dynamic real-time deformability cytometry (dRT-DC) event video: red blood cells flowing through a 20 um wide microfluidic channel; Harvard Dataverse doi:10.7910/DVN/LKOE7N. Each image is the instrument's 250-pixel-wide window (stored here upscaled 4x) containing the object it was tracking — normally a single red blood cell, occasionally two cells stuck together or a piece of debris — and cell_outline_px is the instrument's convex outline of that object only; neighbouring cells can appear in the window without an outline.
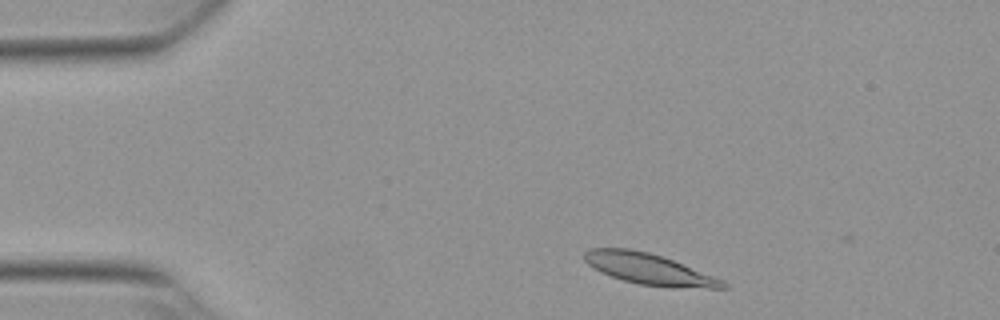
{"species": "Egyptian fruit bat (a non-hibernating species)", "species_latin": "Rousettus aegyptiacus", "temperature_condition": "warm", "stored_images_in_passage": 46, "camera_frame_rate_fps": 3000, "um_per_image_px": 0.085, "animal": {"sex": "female"}, "frame": {"image": 1, "passage_image": 2, "time_ms": 0.333, "image_size_px": [1000, 320], "cell_outline_px": [[728, 288], [668, 288], [640, 284], [624, 280], [600, 272], [592, 268], [584, 260], [584, 252], [588, 248], [628, 248], [648, 252], [672, 260], [724, 280], [728, 284]], "centroid_in_image_um": [55.16, 22.88], "position_along_channel_um": 29.8, "area_um2": 25.03}}
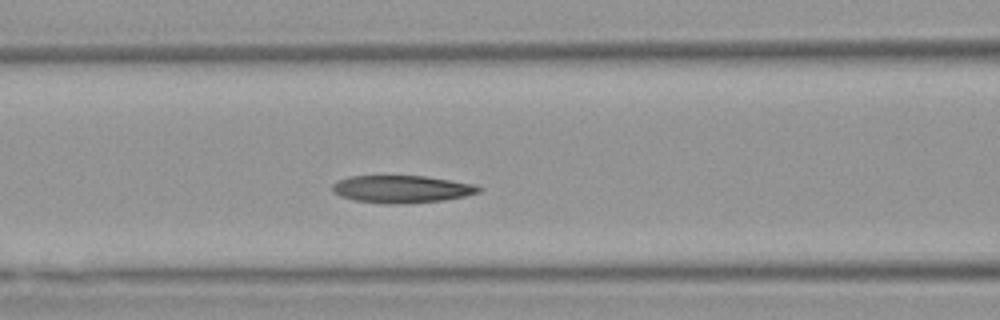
{"frame": {"image": 2, "passage_image": 15, "time_ms": 4.667, "image_size_px": [1000, 320], "cell_outline_px": [[484, 188], [480, 192], [464, 196], [444, 200], [400, 204], [384, 204], [356, 200], [340, 196], [332, 192], [332, 184], [348, 176], [424, 176], [476, 184]], "centroid_in_image_um": [34.16, 16.07], "position_along_channel_um": 132.4, "area_um2": 23.47}}
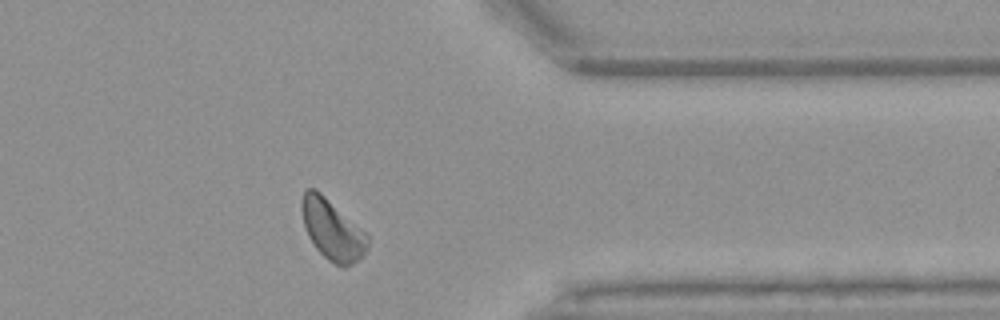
{"frame": {"image": 3, "passage_image": 36, "time_ms": 11.667, "image_size_px": [1000, 320], "cell_outline_px": [[368, 248], [352, 264], [344, 268], [328, 260], [316, 248], [308, 236], [304, 224], [300, 208], [300, 200], [304, 192], [308, 188], [316, 188], [368, 232]], "centroid_in_image_um": [28.24, 19.48], "position_along_channel_um": 383.2, "area_um2": 23.47}, "authors_computed_cell_mechanics": {"area_um2": 23.4668, "velocity_mm_per_s": 3.7602, "shape_relaxation_time_tau1_ms": 5.5475, "shape_relaxation_time_tau2_ms": 3.5183, "deformation_change_tau1": 0.1422, "deformation_change_tau2": 0.0885}}